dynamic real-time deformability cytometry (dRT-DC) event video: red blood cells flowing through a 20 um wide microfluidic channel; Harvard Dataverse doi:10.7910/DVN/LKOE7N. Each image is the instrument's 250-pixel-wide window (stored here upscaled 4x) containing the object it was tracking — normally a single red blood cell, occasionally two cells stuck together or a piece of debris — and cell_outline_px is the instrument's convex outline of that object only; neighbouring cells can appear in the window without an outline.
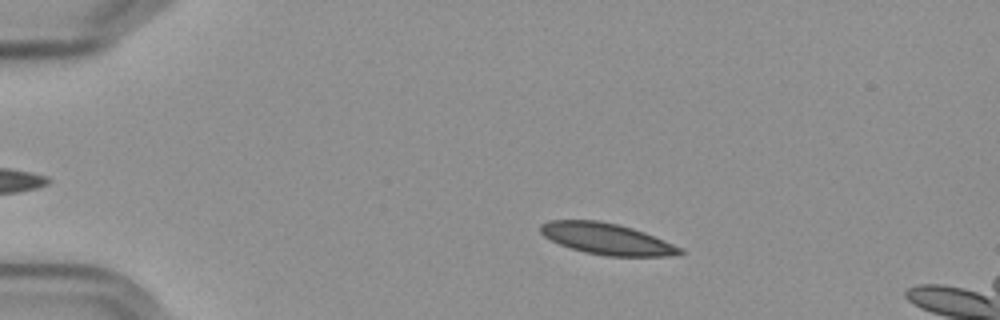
{"species": "Egyptian fruit bat (a non-hibernating species)", "species_latin": "Rousettus aegyptiacus", "temperature_condition": "cold", "stored_images_in_passage": 56, "camera_frame_rate_fps": 3000, "um_per_image_px": 0.085, "frame": {"image": 1, "passage_image": 11, "time_ms": 3.333, "image_size_px": [1000, 320], "cell_outline_px": [[684, 252], [664, 256], [608, 256], [584, 252], [560, 244], [544, 236], [540, 232], [540, 224], [548, 220], [600, 220], [632, 228], [644, 232], [684, 248]], "centroid_in_image_um": [51.56, 20.29], "position_along_channel_um": 33.4, "area_um2": 25.26}}
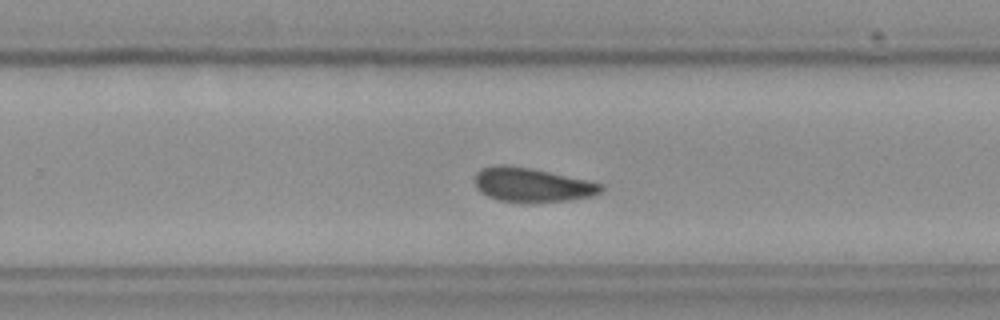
{"frame": {"image": 2, "passage_image": 37, "time_ms": 12.0, "image_size_px": [1000, 320], "cell_outline_px": [[604, 188], [600, 192], [592, 196], [572, 200], [532, 204], [528, 204], [496, 200], [480, 192], [476, 188], [476, 172], [484, 168], [528, 168], [588, 180], [604, 184]], "centroid_in_image_um": [45.31, 15.8], "position_along_channel_um": 284.5, "area_um2": 24.74}}
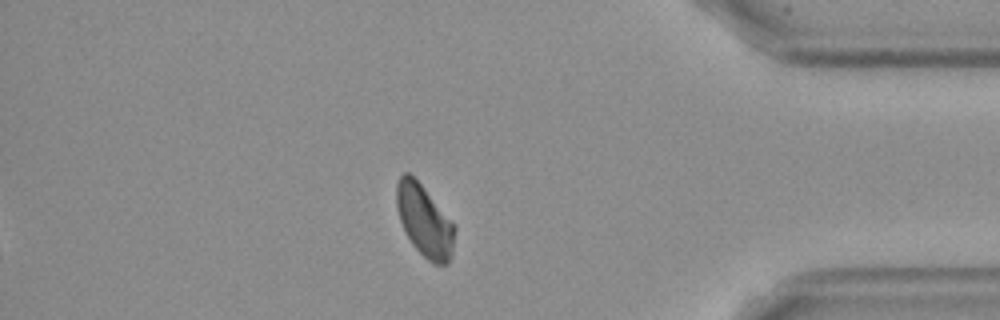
{"frame": {"image": 3, "passage_image": 49, "time_ms": 16.0, "image_size_px": [1000, 320], "cell_outline_px": [[456, 228], [452, 256], [448, 264], [432, 264], [412, 244], [400, 220], [396, 204], [396, 184], [400, 176], [404, 172], [408, 172], [420, 184], [452, 220]], "centroid_in_image_um": [36.1, 18.79], "position_along_channel_um": 399.1, "area_um2": 24.16}, "authors_computed_cell_mechanics": {"area_um2": 25.2586, "velocity_mm_per_s": 3.5652, "shape_relaxation_time_tau1_ms": null, "shape_relaxation_time_tau2_ms": 2.4308, "deformation_change_tau1": null, "deformation_change_tau2": 0.063}}